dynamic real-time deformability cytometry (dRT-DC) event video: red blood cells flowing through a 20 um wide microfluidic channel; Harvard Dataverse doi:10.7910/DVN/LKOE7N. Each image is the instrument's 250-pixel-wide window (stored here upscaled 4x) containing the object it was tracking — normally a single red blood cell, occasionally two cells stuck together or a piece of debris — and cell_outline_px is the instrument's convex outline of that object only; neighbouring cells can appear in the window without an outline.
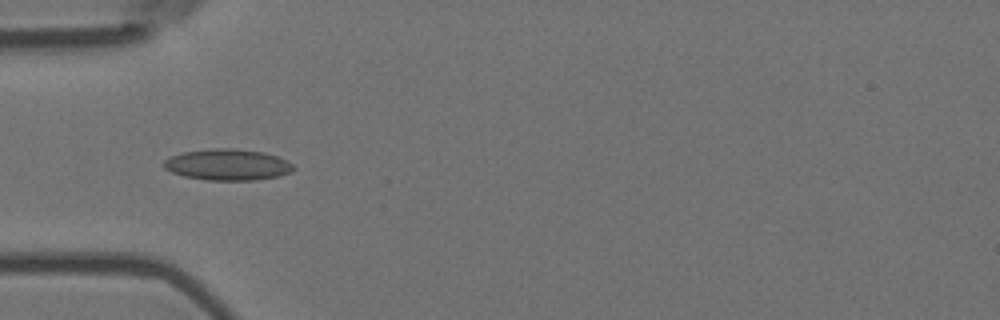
{"species": "Egyptian fruit bat (a non-hibernating species)", "species_latin": "Rousettus aegyptiacus", "temperature_condition": "room temperature", "stored_images_in_passage": 2, "camera_frame_rate_fps": 3000, "um_per_image_px": 0.085, "animal": {"sex": "female"}, "frame": {"image": 1, "passage_image": 2, "time_ms": 0.333, "image_size_px": [1000, 320], "cell_outline_px": [[296, 168], [292, 172], [280, 176], [256, 180], [208, 180], [184, 176], [172, 172], [164, 168], [160, 164], [164, 160], [172, 156], [184, 152], [212, 148], [232, 148], [264, 152], [288, 160]], "centroid_in_image_um": [19.37, 14.0], "position_along_channel_um": 65.6, "area_um2": 23.76}}